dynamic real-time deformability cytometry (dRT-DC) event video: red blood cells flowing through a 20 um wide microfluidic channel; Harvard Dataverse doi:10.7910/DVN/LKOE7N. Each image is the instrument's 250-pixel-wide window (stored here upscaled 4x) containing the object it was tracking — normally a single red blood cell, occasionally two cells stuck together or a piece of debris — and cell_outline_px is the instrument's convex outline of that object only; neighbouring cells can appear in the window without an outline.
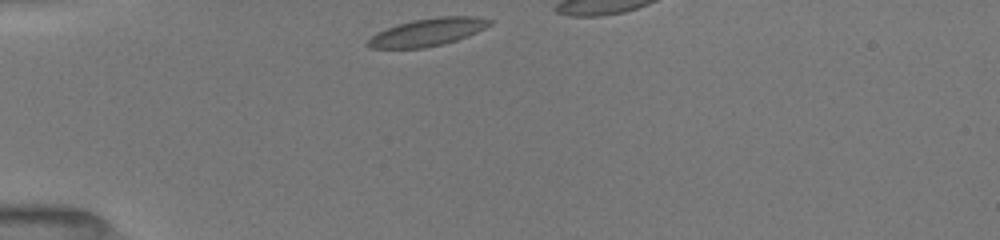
{"species": "common noctule bat (a hibernating species)", "species_latin": "Nyctalus noctula", "temperature_condition": "room temperature", "stored_images_in_passage": 19, "camera_frame_rate_fps": 3000, "um_per_image_px": 0.085, "animal": {"sex": "female", "body_mass_g": 19.5, "forearm_length_mm": 54.1}, "frame": {"image": 1, "passage_image": 1, "time_ms": 0.0, "image_size_px": [1000, 240], "cell_outline_px": [[492, 24], [468, 36], [444, 44], [424, 48], [372, 48], [364, 44], [376, 32], [396, 24], [412, 20], [436, 16], [476, 16], [492, 20]], "centroid_in_image_um": [36.33, 2.72], "position_along_channel_um": 48.7, "area_um2": 19.77}}
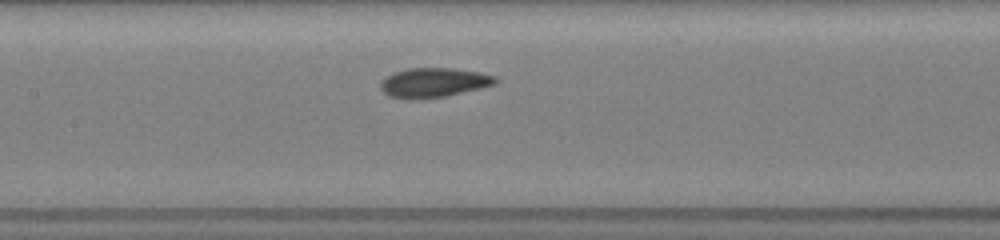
{"frame": {"image": 2, "passage_image": 12, "time_ms": 3.667, "image_size_px": [1000, 240], "cell_outline_px": [[496, 84], [480, 88], [444, 96], [388, 96], [380, 88], [380, 80], [384, 76], [408, 68], [452, 68], [480, 72], [496, 76]], "centroid_in_image_um": [36.88, 6.96], "position_along_channel_um": 170.5, "area_um2": 18.96}}
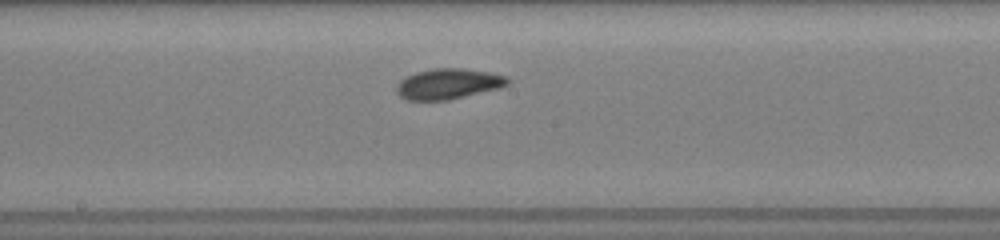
{"frame": {"image": 3, "passage_image": 15, "time_ms": 4.667, "image_size_px": [1000, 240], "cell_outline_px": [[512, 80], [508, 84], [500, 88], [448, 100], [408, 100], [400, 96], [396, 92], [396, 84], [400, 80], [416, 72], [436, 68], [464, 68], [488, 72], [508, 76]], "centroid_in_image_um": [38.13, 7.12], "position_along_channel_um": 210.1, "area_um2": 19.83}}